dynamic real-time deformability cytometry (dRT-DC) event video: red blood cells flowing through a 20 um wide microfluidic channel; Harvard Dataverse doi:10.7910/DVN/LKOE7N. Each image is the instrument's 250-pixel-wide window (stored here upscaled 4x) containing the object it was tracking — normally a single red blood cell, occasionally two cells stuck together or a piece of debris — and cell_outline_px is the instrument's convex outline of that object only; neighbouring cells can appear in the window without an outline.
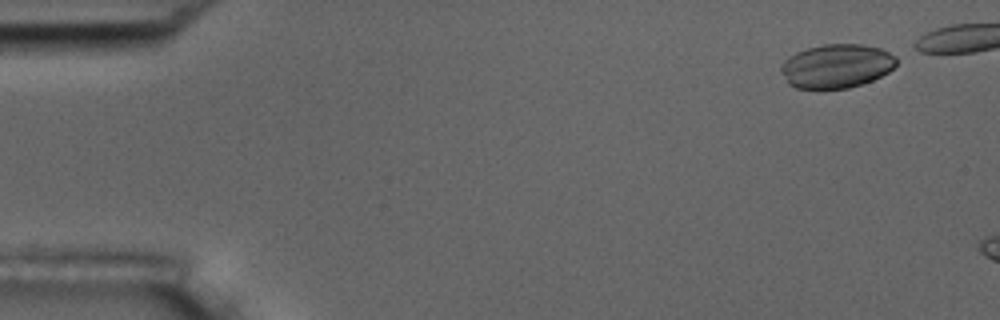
{"species": "common noctule bat (a hibernating species)", "species_latin": "Nyctalus noctula", "temperature_condition": "room temperature", "stored_images_in_passage": 10, "camera_frame_rate_fps": 3000, "um_per_image_px": 0.085, "animal": {"sex": "male", "body_mass_g": 17.5, "forearm_length_mm": 52.3}, "frame": {"image": 1, "passage_image": 2, "time_ms": 0.333, "image_size_px": [1000, 320], "cell_outline_px": [[896, 64], [888, 72], [872, 80], [848, 88], [796, 88], [788, 84], [780, 72], [780, 68], [784, 60], [788, 56], [796, 52], [808, 48], [824, 44], [864, 44], [880, 48], [896, 56]], "centroid_in_image_um": [71.07, 5.6], "position_along_channel_um": 13.9, "area_um2": 29.48}}